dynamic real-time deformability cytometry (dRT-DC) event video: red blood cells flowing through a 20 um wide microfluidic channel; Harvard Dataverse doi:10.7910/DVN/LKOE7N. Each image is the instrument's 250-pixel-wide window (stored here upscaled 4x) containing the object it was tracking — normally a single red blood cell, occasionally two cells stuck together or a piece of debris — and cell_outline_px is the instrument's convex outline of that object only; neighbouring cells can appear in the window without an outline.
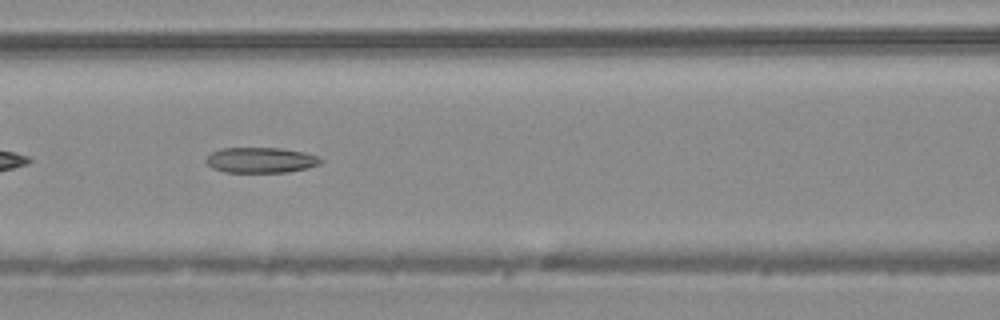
{"species": "common noctule bat (a hibernating species)", "species_latin": "Nyctalus noctula", "temperature_condition": "warm", "stored_images_in_passage": 14, "camera_frame_rate_fps": 3000, "um_per_image_px": 0.085, "animal": {"sex": "male", "body_mass_g": 20.4}, "frame": {"image": 1, "passage_image": 8, "time_ms": 2.333, "image_size_px": [1000, 320], "cell_outline_px": [[324, 160], [320, 164], [308, 168], [288, 172], [224, 172], [212, 168], [204, 160], [212, 152], [224, 148], [280, 148], [304, 152], [316, 156]], "centroid_in_image_um": [22.18, 13.61], "position_along_channel_um": 144.4, "area_um2": 16.99}}